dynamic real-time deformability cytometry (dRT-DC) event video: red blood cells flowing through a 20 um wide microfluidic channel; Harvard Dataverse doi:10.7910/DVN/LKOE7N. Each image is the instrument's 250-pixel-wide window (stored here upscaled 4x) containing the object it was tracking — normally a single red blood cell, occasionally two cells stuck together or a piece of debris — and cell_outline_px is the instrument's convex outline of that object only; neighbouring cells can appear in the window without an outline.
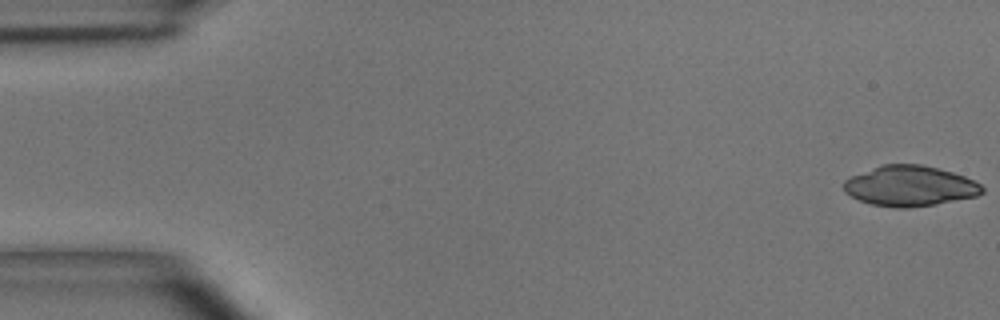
{"species": "common noctule bat (a hibernating species)", "species_latin": "Nyctalus noctula", "temperature_condition": "room temperature", "stored_images_in_passage": 9, "camera_frame_rate_fps": 3000, "um_per_image_px": 0.085, "animal": {"sex": "male", "body_mass_g": 15.6}, "frame": {"image": 1, "passage_image": 1, "time_ms": 0.0, "image_size_px": [1000, 320], "cell_outline_px": [[984, 192], [976, 196], [936, 204], [908, 208], [896, 208], [872, 204], [860, 200], [844, 192], [844, 180], [852, 176], [884, 164], [920, 164], [952, 172], [964, 176], [980, 184], [984, 188]], "centroid_in_image_um": [77.35, 15.82], "position_along_channel_um": 7.7, "area_um2": 32.25}}